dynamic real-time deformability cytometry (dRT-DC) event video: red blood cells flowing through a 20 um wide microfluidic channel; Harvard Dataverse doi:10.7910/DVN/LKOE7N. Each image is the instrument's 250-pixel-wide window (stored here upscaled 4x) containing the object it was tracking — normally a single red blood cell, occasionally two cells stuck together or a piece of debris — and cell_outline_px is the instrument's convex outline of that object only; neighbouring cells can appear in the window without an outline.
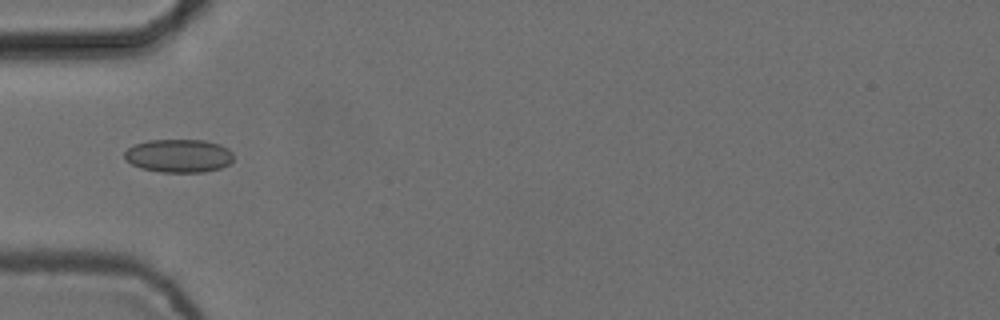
{"species": "common noctule bat (a hibernating species)", "species_latin": "Nyctalus noctula", "temperature_condition": "cold", "stored_images_in_passage": 8, "camera_frame_rate_fps": 3000, "um_per_image_px": 0.085, "animal": {"sex": "female", "body_mass_g": 24.6, "forearm_length_mm": 56.2}, "frame": {"image": 1, "passage_image": 5, "time_ms": 1.333, "image_size_px": [1000, 320], "cell_outline_px": [[232, 160], [228, 164], [220, 168], [204, 172], [160, 172], [140, 168], [124, 160], [124, 152], [128, 148], [136, 144], [148, 140], [204, 140], [220, 144], [228, 148], [232, 152]], "centroid_in_image_um": [15.18, 13.24], "position_along_channel_um": 69.8, "area_um2": 21.21}}
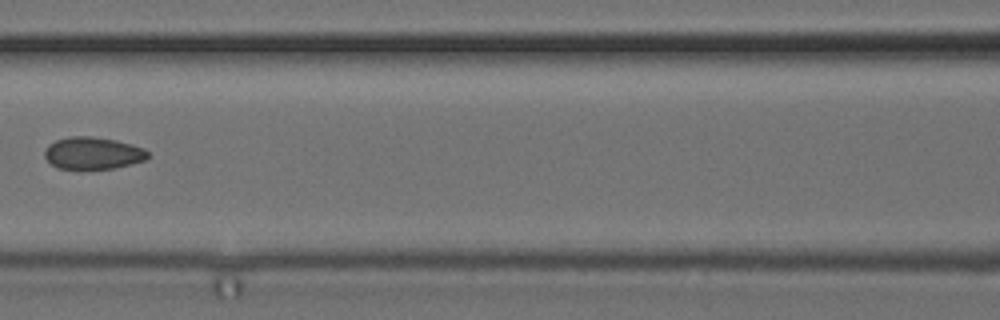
{"frame": {"image": 2, "passage_image": 7, "time_ms": 2.0, "image_size_px": [1000, 320], "cell_outline_px": [[148, 156], [144, 160], [132, 164], [116, 168], [56, 168], [44, 156], [44, 148], [48, 144], [56, 140], [68, 136], [92, 136], [116, 140], [132, 144], [144, 148], [148, 152]], "centroid_in_image_um": [7.88, 13.0], "position_along_channel_um": 158.7, "area_um2": 19.36}}
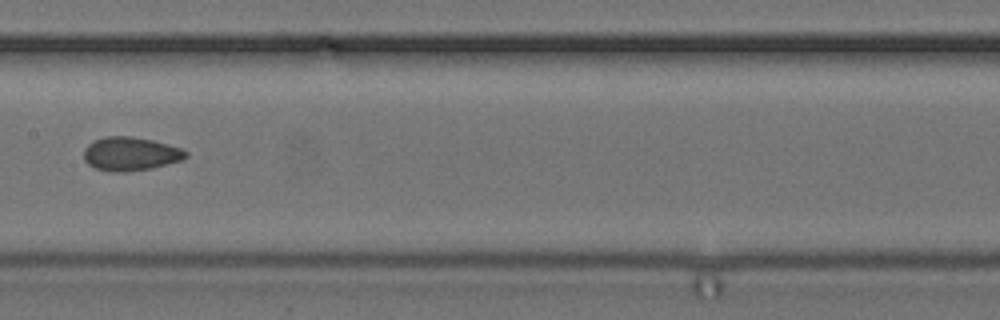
{"frame": {"image": 3, "passage_image": 8, "time_ms": 2.333, "image_size_px": [1000, 320], "cell_outline_px": [[188, 156], [180, 160], [152, 168], [124, 172], [108, 172], [96, 168], [88, 164], [84, 160], [84, 148], [88, 144], [104, 136], [132, 136], [152, 140], [168, 144], [180, 148], [188, 152]], "centroid_in_image_um": [11.07, 13.08], "position_along_channel_um": 196.3, "area_um2": 20.0}}